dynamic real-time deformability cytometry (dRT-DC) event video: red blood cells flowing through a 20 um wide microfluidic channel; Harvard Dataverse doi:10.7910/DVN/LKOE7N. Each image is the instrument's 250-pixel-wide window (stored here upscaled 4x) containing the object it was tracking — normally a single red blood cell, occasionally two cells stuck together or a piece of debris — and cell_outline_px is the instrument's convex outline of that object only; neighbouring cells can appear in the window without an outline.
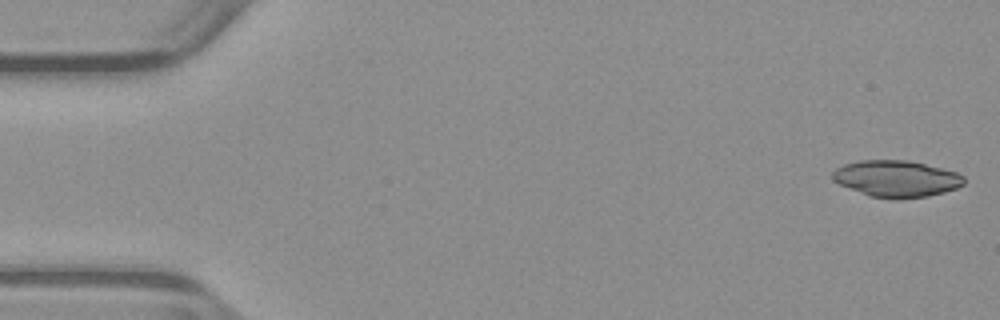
{"species": "common noctule bat (a hibernating species)", "species_latin": "Nyctalus noctula", "temperature_condition": "warm", "stored_images_in_passage": 51, "camera_frame_rate_fps": 3000, "um_per_image_px": 0.085, "animal": {"sex": "male", "body_mass_g": 23.1, "forearm_length_mm": 52.7}, "frame": {"image": 1, "passage_image": 1, "time_ms": 0.0, "image_size_px": [1000, 320], "cell_outline_px": [[964, 184], [956, 188], [944, 192], [928, 196], [896, 200], [868, 196], [840, 184], [832, 180], [832, 172], [836, 168], [844, 164], [860, 160], [908, 160], [956, 172], [964, 176]], "centroid_in_image_um": [76.17, 15.2], "position_along_channel_um": 8.8, "area_um2": 28.09}}